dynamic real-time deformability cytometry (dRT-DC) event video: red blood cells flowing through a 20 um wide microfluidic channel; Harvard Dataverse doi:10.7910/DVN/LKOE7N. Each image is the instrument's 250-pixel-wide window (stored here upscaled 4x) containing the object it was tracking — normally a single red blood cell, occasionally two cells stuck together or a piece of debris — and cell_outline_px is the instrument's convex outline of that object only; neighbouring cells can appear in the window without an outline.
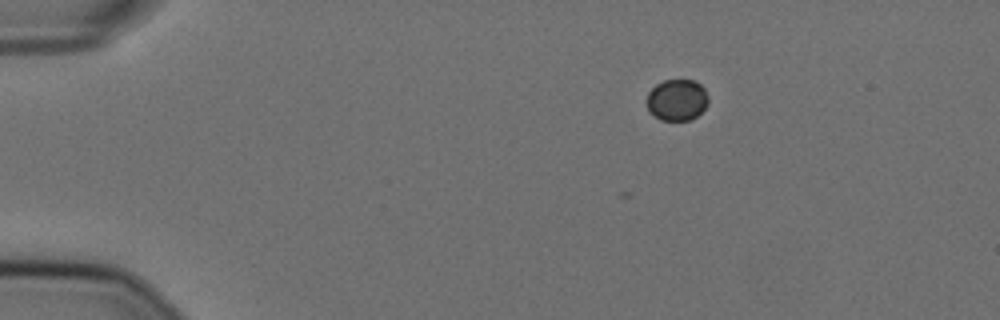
{"species": "Egyptian fruit bat (a non-hibernating species)", "species_latin": "Rousettus aegyptiacus", "temperature_condition": "cold", "stored_images_in_passage": 4, "camera_frame_rate_fps": 3000, "um_per_image_px": 0.085, "animal": {"sex": "female"}, "frame": {"image": 1, "passage_image": 1, "time_ms": 0.0, "image_size_px": [1000, 320], "cell_outline_px": [[708, 104], [692, 120], [660, 120], [648, 112], [644, 104], [644, 100], [648, 92], [656, 84], [664, 80], [696, 80], [704, 88], [708, 96]], "centroid_in_image_um": [57.49, 8.5], "position_along_channel_um": 27.5, "area_um2": 15.26}}